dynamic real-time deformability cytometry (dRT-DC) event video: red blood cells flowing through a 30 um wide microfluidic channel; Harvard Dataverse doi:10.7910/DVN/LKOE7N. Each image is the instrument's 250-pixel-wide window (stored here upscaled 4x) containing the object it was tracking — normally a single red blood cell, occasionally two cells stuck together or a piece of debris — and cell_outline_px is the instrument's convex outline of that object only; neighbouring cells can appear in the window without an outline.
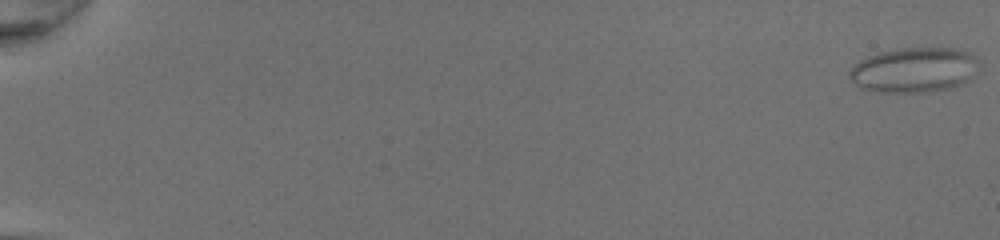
{"species": "common noctule bat (a hibernating species)", "species_latin": "Nyctalus noctula", "temperature_condition": "room temperature", "stored_images_in_passage": 51, "camera_frame_rate_fps": 3000, "um_per_image_px": 0.085, "animal": {"sex": "female", "body_mass_g": 20.0, "forearm_length_mm": 54.0}, "frame": {"image": 1, "passage_image": 1, "time_ms": 0.0, "image_size_px": [1000, 240], "cell_outline_px": [[980, 64], [972, 76], [968, 80], [952, 88], [928, 92], [876, 92], [860, 88], [848, 76], [848, 72], [852, 64], [868, 56], [880, 52], [904, 48], [964, 48], [976, 56], [980, 60]], "centroid_in_image_um": [77.72, 5.94], "position_along_channel_um": 7.3, "area_um2": 34.45}}
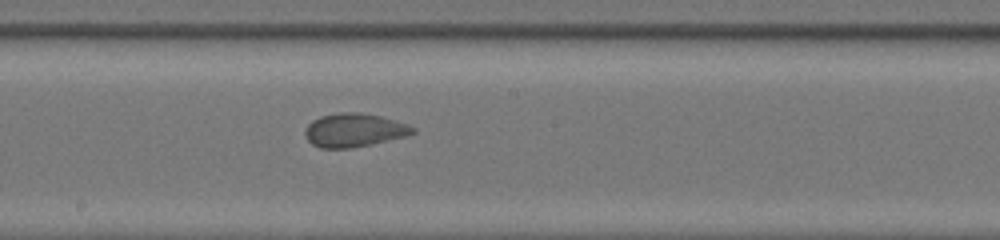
{"frame": {"image": 2, "passage_image": 31, "time_ms": 10.0, "image_size_px": [1000, 240], "cell_outline_px": [[416, 132], [408, 136], [372, 144], [348, 148], [320, 148], [312, 144], [304, 136], [304, 132], [308, 124], [312, 120], [320, 116], [340, 112], [360, 112], [380, 116], [396, 120], [408, 124], [416, 128]], "centroid_in_image_um": [30.12, 11.06], "position_along_channel_um": 218.1, "area_um2": 21.27}}
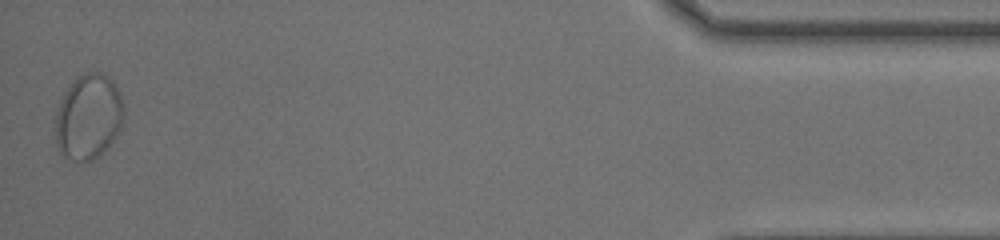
{"frame": {"image": 3, "passage_image": 51, "time_ms": 16.667, "image_size_px": [1000, 240], "cell_outline_px": [[124, 120], [120, 128], [112, 140], [100, 156], [92, 160], [72, 160], [64, 156], [60, 152], [56, 144], [56, 112], [60, 100], [64, 92], [84, 72], [100, 72], [108, 76], [112, 80], [120, 92], [124, 108]], "centroid_in_image_um": [7.53, 9.93], "position_along_channel_um": 427.7, "area_um2": 33.87}}